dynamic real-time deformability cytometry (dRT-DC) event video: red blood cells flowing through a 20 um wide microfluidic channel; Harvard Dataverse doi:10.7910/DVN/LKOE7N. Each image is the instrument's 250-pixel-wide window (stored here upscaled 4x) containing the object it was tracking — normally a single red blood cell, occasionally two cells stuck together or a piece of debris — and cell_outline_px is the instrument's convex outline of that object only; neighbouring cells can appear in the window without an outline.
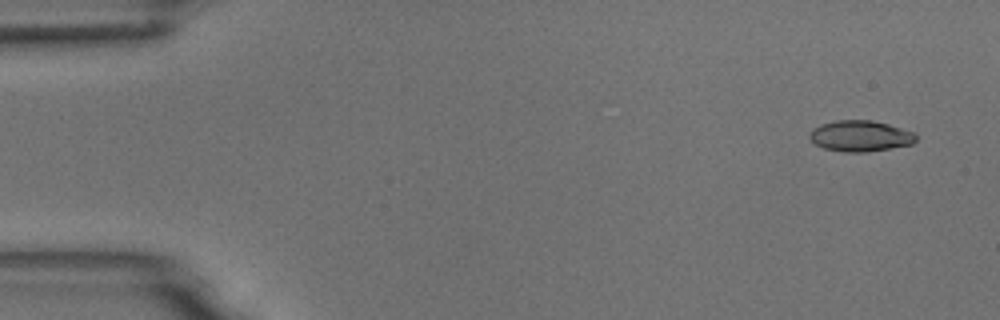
{"species": "common noctule bat (a hibernating species)", "species_latin": "Nyctalus noctula", "temperature_condition": "room temperature", "stored_images_in_passage": 5, "camera_frame_rate_fps": 3000, "um_per_image_px": 0.085, "animal": {"sex": "male", "body_mass_g": 18.8}, "frame": {"image": 1, "passage_image": 1, "time_ms": 0.0, "image_size_px": [1000, 320], "cell_outline_px": [[916, 140], [912, 144], [864, 152], [844, 152], [824, 148], [816, 144], [808, 136], [808, 132], [812, 128], [820, 124], [836, 120], [872, 120], [888, 124], [916, 132]], "centroid_in_image_um": [73.11, 11.54], "position_along_channel_um": 11.9, "area_um2": 19.25}}